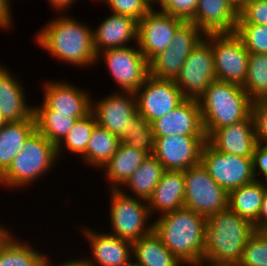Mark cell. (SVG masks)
<instances>
[{"label":"cell","mask_w":267,"mask_h":266,"mask_svg":"<svg viewBox=\"0 0 267 266\" xmlns=\"http://www.w3.org/2000/svg\"><path fill=\"white\" fill-rule=\"evenodd\" d=\"M65 14L62 12V15L54 16V19L46 22L35 33V42L56 60L79 68L94 67L97 57L93 45L94 28L72 18L75 16H69V13L68 16Z\"/></svg>","instance_id":"1"},{"label":"cell","mask_w":267,"mask_h":266,"mask_svg":"<svg viewBox=\"0 0 267 266\" xmlns=\"http://www.w3.org/2000/svg\"><path fill=\"white\" fill-rule=\"evenodd\" d=\"M154 219V233L186 266H203L207 218L181 208Z\"/></svg>","instance_id":"2"},{"label":"cell","mask_w":267,"mask_h":266,"mask_svg":"<svg viewBox=\"0 0 267 266\" xmlns=\"http://www.w3.org/2000/svg\"><path fill=\"white\" fill-rule=\"evenodd\" d=\"M254 231L249 220L229 208L209 216L203 266H237Z\"/></svg>","instance_id":"3"},{"label":"cell","mask_w":267,"mask_h":266,"mask_svg":"<svg viewBox=\"0 0 267 266\" xmlns=\"http://www.w3.org/2000/svg\"><path fill=\"white\" fill-rule=\"evenodd\" d=\"M206 138L251 114L252 100L240 84L214 80L198 99Z\"/></svg>","instance_id":"4"},{"label":"cell","mask_w":267,"mask_h":266,"mask_svg":"<svg viewBox=\"0 0 267 266\" xmlns=\"http://www.w3.org/2000/svg\"><path fill=\"white\" fill-rule=\"evenodd\" d=\"M58 161L56 146L35 129L12 164L0 176V186L12 191L32 186L46 176Z\"/></svg>","instance_id":"5"},{"label":"cell","mask_w":267,"mask_h":266,"mask_svg":"<svg viewBox=\"0 0 267 266\" xmlns=\"http://www.w3.org/2000/svg\"><path fill=\"white\" fill-rule=\"evenodd\" d=\"M108 191L111 230L107 233L132 242L153 232L154 223H150L153 218L147 201L125 195L120 190Z\"/></svg>","instance_id":"6"},{"label":"cell","mask_w":267,"mask_h":266,"mask_svg":"<svg viewBox=\"0 0 267 266\" xmlns=\"http://www.w3.org/2000/svg\"><path fill=\"white\" fill-rule=\"evenodd\" d=\"M184 208L206 218L228 209L229 193L218 185L200 163L184 171Z\"/></svg>","instance_id":"7"},{"label":"cell","mask_w":267,"mask_h":266,"mask_svg":"<svg viewBox=\"0 0 267 266\" xmlns=\"http://www.w3.org/2000/svg\"><path fill=\"white\" fill-rule=\"evenodd\" d=\"M135 45L106 49L96 57V64L103 59L109 76L121 92H135L149 75V64L138 44Z\"/></svg>","instance_id":"8"},{"label":"cell","mask_w":267,"mask_h":266,"mask_svg":"<svg viewBox=\"0 0 267 266\" xmlns=\"http://www.w3.org/2000/svg\"><path fill=\"white\" fill-rule=\"evenodd\" d=\"M204 38L210 43L214 55L216 79L242 85L248 69L249 52L235 33H209Z\"/></svg>","instance_id":"9"},{"label":"cell","mask_w":267,"mask_h":266,"mask_svg":"<svg viewBox=\"0 0 267 266\" xmlns=\"http://www.w3.org/2000/svg\"><path fill=\"white\" fill-rule=\"evenodd\" d=\"M200 163L211 178L228 193L256 180L253 173V158L221 153L207 142L201 149Z\"/></svg>","instance_id":"10"},{"label":"cell","mask_w":267,"mask_h":266,"mask_svg":"<svg viewBox=\"0 0 267 266\" xmlns=\"http://www.w3.org/2000/svg\"><path fill=\"white\" fill-rule=\"evenodd\" d=\"M205 34L192 22H184L175 32L171 45L149 64V75L174 80L190 52L204 39Z\"/></svg>","instance_id":"11"},{"label":"cell","mask_w":267,"mask_h":266,"mask_svg":"<svg viewBox=\"0 0 267 266\" xmlns=\"http://www.w3.org/2000/svg\"><path fill=\"white\" fill-rule=\"evenodd\" d=\"M214 80L216 74L213 50L204 38L190 52L174 82L185 99L198 100Z\"/></svg>","instance_id":"12"},{"label":"cell","mask_w":267,"mask_h":266,"mask_svg":"<svg viewBox=\"0 0 267 266\" xmlns=\"http://www.w3.org/2000/svg\"><path fill=\"white\" fill-rule=\"evenodd\" d=\"M138 114L148 122L176 109L184 100L181 90L172 79H159L148 75L135 91Z\"/></svg>","instance_id":"13"},{"label":"cell","mask_w":267,"mask_h":266,"mask_svg":"<svg viewBox=\"0 0 267 266\" xmlns=\"http://www.w3.org/2000/svg\"><path fill=\"white\" fill-rule=\"evenodd\" d=\"M92 100V112L97 124L120 140L128 133L131 121L138 115L135 92L113 91L105 98Z\"/></svg>","instance_id":"14"},{"label":"cell","mask_w":267,"mask_h":266,"mask_svg":"<svg viewBox=\"0 0 267 266\" xmlns=\"http://www.w3.org/2000/svg\"><path fill=\"white\" fill-rule=\"evenodd\" d=\"M43 87V102L34 105L33 111H57L80 119L92 110V97L85 88L81 90L76 84L73 85L67 80H47Z\"/></svg>","instance_id":"15"},{"label":"cell","mask_w":267,"mask_h":266,"mask_svg":"<svg viewBox=\"0 0 267 266\" xmlns=\"http://www.w3.org/2000/svg\"><path fill=\"white\" fill-rule=\"evenodd\" d=\"M154 156L166 171H185L200 164L206 136L154 137Z\"/></svg>","instance_id":"16"},{"label":"cell","mask_w":267,"mask_h":266,"mask_svg":"<svg viewBox=\"0 0 267 266\" xmlns=\"http://www.w3.org/2000/svg\"><path fill=\"white\" fill-rule=\"evenodd\" d=\"M155 8L138 22L137 44L148 63L171 45L176 30L185 22Z\"/></svg>","instance_id":"17"},{"label":"cell","mask_w":267,"mask_h":266,"mask_svg":"<svg viewBox=\"0 0 267 266\" xmlns=\"http://www.w3.org/2000/svg\"><path fill=\"white\" fill-rule=\"evenodd\" d=\"M85 227V228H84ZM81 235L90 246L89 256L80 257L87 266H127L132 261V242L82 226Z\"/></svg>","instance_id":"18"},{"label":"cell","mask_w":267,"mask_h":266,"mask_svg":"<svg viewBox=\"0 0 267 266\" xmlns=\"http://www.w3.org/2000/svg\"><path fill=\"white\" fill-rule=\"evenodd\" d=\"M154 137L168 135L206 136L198 100L185 99L176 109L151 123Z\"/></svg>","instance_id":"19"},{"label":"cell","mask_w":267,"mask_h":266,"mask_svg":"<svg viewBox=\"0 0 267 266\" xmlns=\"http://www.w3.org/2000/svg\"><path fill=\"white\" fill-rule=\"evenodd\" d=\"M206 142L221 153L253 157L258 144L252 114L246 119L213 131Z\"/></svg>","instance_id":"20"},{"label":"cell","mask_w":267,"mask_h":266,"mask_svg":"<svg viewBox=\"0 0 267 266\" xmlns=\"http://www.w3.org/2000/svg\"><path fill=\"white\" fill-rule=\"evenodd\" d=\"M131 42H138V21L130 16L111 12L93 30V45L97 54L106 49L132 46Z\"/></svg>","instance_id":"21"},{"label":"cell","mask_w":267,"mask_h":266,"mask_svg":"<svg viewBox=\"0 0 267 266\" xmlns=\"http://www.w3.org/2000/svg\"><path fill=\"white\" fill-rule=\"evenodd\" d=\"M238 11L227 0H199L190 21L204 34L236 31Z\"/></svg>","instance_id":"22"},{"label":"cell","mask_w":267,"mask_h":266,"mask_svg":"<svg viewBox=\"0 0 267 266\" xmlns=\"http://www.w3.org/2000/svg\"><path fill=\"white\" fill-rule=\"evenodd\" d=\"M0 63V110L6 122H19L33 114L22 81Z\"/></svg>","instance_id":"23"},{"label":"cell","mask_w":267,"mask_h":266,"mask_svg":"<svg viewBox=\"0 0 267 266\" xmlns=\"http://www.w3.org/2000/svg\"><path fill=\"white\" fill-rule=\"evenodd\" d=\"M184 199V171H165L147 204L151 216L163 215L184 208Z\"/></svg>","instance_id":"24"},{"label":"cell","mask_w":267,"mask_h":266,"mask_svg":"<svg viewBox=\"0 0 267 266\" xmlns=\"http://www.w3.org/2000/svg\"><path fill=\"white\" fill-rule=\"evenodd\" d=\"M148 156L143 150L120 143L116 153L102 168L109 190H119Z\"/></svg>","instance_id":"25"},{"label":"cell","mask_w":267,"mask_h":266,"mask_svg":"<svg viewBox=\"0 0 267 266\" xmlns=\"http://www.w3.org/2000/svg\"><path fill=\"white\" fill-rule=\"evenodd\" d=\"M8 228L0 235V266H45L49 255L29 241L16 238ZM44 253V254H43Z\"/></svg>","instance_id":"26"},{"label":"cell","mask_w":267,"mask_h":266,"mask_svg":"<svg viewBox=\"0 0 267 266\" xmlns=\"http://www.w3.org/2000/svg\"><path fill=\"white\" fill-rule=\"evenodd\" d=\"M35 129L33 114L19 122H6L0 128V176L12 164L22 150L24 142Z\"/></svg>","instance_id":"27"},{"label":"cell","mask_w":267,"mask_h":266,"mask_svg":"<svg viewBox=\"0 0 267 266\" xmlns=\"http://www.w3.org/2000/svg\"><path fill=\"white\" fill-rule=\"evenodd\" d=\"M165 171L159 160L149 155L119 190L125 195L147 201ZM126 189L131 192L128 194Z\"/></svg>","instance_id":"28"},{"label":"cell","mask_w":267,"mask_h":266,"mask_svg":"<svg viewBox=\"0 0 267 266\" xmlns=\"http://www.w3.org/2000/svg\"><path fill=\"white\" fill-rule=\"evenodd\" d=\"M132 259L142 266H184L154 231L132 241Z\"/></svg>","instance_id":"29"},{"label":"cell","mask_w":267,"mask_h":266,"mask_svg":"<svg viewBox=\"0 0 267 266\" xmlns=\"http://www.w3.org/2000/svg\"><path fill=\"white\" fill-rule=\"evenodd\" d=\"M266 190L260 180L229 192L228 208L254 224L258 220Z\"/></svg>","instance_id":"30"},{"label":"cell","mask_w":267,"mask_h":266,"mask_svg":"<svg viewBox=\"0 0 267 266\" xmlns=\"http://www.w3.org/2000/svg\"><path fill=\"white\" fill-rule=\"evenodd\" d=\"M120 143L118 136L96 124L81 159L87 167L92 166L100 170L116 153Z\"/></svg>","instance_id":"31"},{"label":"cell","mask_w":267,"mask_h":266,"mask_svg":"<svg viewBox=\"0 0 267 266\" xmlns=\"http://www.w3.org/2000/svg\"><path fill=\"white\" fill-rule=\"evenodd\" d=\"M97 124L96 117L91 111L85 117L77 119L71 130L66 134L64 139L56 146L58 159L65 151L81 157L86 152L94 126Z\"/></svg>","instance_id":"32"},{"label":"cell","mask_w":267,"mask_h":266,"mask_svg":"<svg viewBox=\"0 0 267 266\" xmlns=\"http://www.w3.org/2000/svg\"><path fill=\"white\" fill-rule=\"evenodd\" d=\"M36 129L57 146L71 130L76 118L57 111H33Z\"/></svg>","instance_id":"33"},{"label":"cell","mask_w":267,"mask_h":266,"mask_svg":"<svg viewBox=\"0 0 267 266\" xmlns=\"http://www.w3.org/2000/svg\"><path fill=\"white\" fill-rule=\"evenodd\" d=\"M241 86L252 101L267 98V54L249 53L247 75Z\"/></svg>","instance_id":"34"},{"label":"cell","mask_w":267,"mask_h":266,"mask_svg":"<svg viewBox=\"0 0 267 266\" xmlns=\"http://www.w3.org/2000/svg\"><path fill=\"white\" fill-rule=\"evenodd\" d=\"M121 143L153 155L155 139L151 123L138 114L131 121L128 133L121 139Z\"/></svg>","instance_id":"35"},{"label":"cell","mask_w":267,"mask_h":266,"mask_svg":"<svg viewBox=\"0 0 267 266\" xmlns=\"http://www.w3.org/2000/svg\"><path fill=\"white\" fill-rule=\"evenodd\" d=\"M235 33L242 39L249 53L267 54V26L237 24Z\"/></svg>","instance_id":"36"},{"label":"cell","mask_w":267,"mask_h":266,"mask_svg":"<svg viewBox=\"0 0 267 266\" xmlns=\"http://www.w3.org/2000/svg\"><path fill=\"white\" fill-rule=\"evenodd\" d=\"M237 266H267V239L256 230L249 237Z\"/></svg>","instance_id":"37"},{"label":"cell","mask_w":267,"mask_h":266,"mask_svg":"<svg viewBox=\"0 0 267 266\" xmlns=\"http://www.w3.org/2000/svg\"><path fill=\"white\" fill-rule=\"evenodd\" d=\"M109 12L126 15L140 21L155 5L150 0H102Z\"/></svg>","instance_id":"38"},{"label":"cell","mask_w":267,"mask_h":266,"mask_svg":"<svg viewBox=\"0 0 267 266\" xmlns=\"http://www.w3.org/2000/svg\"><path fill=\"white\" fill-rule=\"evenodd\" d=\"M199 0H156L159 11L175 16L185 22H190L197 8Z\"/></svg>","instance_id":"39"},{"label":"cell","mask_w":267,"mask_h":266,"mask_svg":"<svg viewBox=\"0 0 267 266\" xmlns=\"http://www.w3.org/2000/svg\"><path fill=\"white\" fill-rule=\"evenodd\" d=\"M237 24H259L267 26V0L245 4L238 11Z\"/></svg>","instance_id":"40"},{"label":"cell","mask_w":267,"mask_h":266,"mask_svg":"<svg viewBox=\"0 0 267 266\" xmlns=\"http://www.w3.org/2000/svg\"><path fill=\"white\" fill-rule=\"evenodd\" d=\"M251 114L258 143L267 144V98L252 101Z\"/></svg>","instance_id":"41"},{"label":"cell","mask_w":267,"mask_h":266,"mask_svg":"<svg viewBox=\"0 0 267 266\" xmlns=\"http://www.w3.org/2000/svg\"><path fill=\"white\" fill-rule=\"evenodd\" d=\"M253 173L256 180L267 175V144L258 143L253 153Z\"/></svg>","instance_id":"42"},{"label":"cell","mask_w":267,"mask_h":266,"mask_svg":"<svg viewBox=\"0 0 267 266\" xmlns=\"http://www.w3.org/2000/svg\"><path fill=\"white\" fill-rule=\"evenodd\" d=\"M11 0H0V28L4 31L9 30L10 28L13 29V21L12 19V10L10 2Z\"/></svg>","instance_id":"43"},{"label":"cell","mask_w":267,"mask_h":266,"mask_svg":"<svg viewBox=\"0 0 267 266\" xmlns=\"http://www.w3.org/2000/svg\"><path fill=\"white\" fill-rule=\"evenodd\" d=\"M52 6L53 9L57 10V12L61 13L62 11L65 12L70 10L71 6L73 7V4L77 0H47Z\"/></svg>","instance_id":"44"},{"label":"cell","mask_w":267,"mask_h":266,"mask_svg":"<svg viewBox=\"0 0 267 266\" xmlns=\"http://www.w3.org/2000/svg\"><path fill=\"white\" fill-rule=\"evenodd\" d=\"M267 222V191L265 192L258 220L253 224L257 230L263 223Z\"/></svg>","instance_id":"45"},{"label":"cell","mask_w":267,"mask_h":266,"mask_svg":"<svg viewBox=\"0 0 267 266\" xmlns=\"http://www.w3.org/2000/svg\"><path fill=\"white\" fill-rule=\"evenodd\" d=\"M58 265L56 266H87V264L81 259V258H75V259H69L64 262H59L57 263ZM45 266H55L53 262L51 261L50 256L47 259L46 265Z\"/></svg>","instance_id":"46"},{"label":"cell","mask_w":267,"mask_h":266,"mask_svg":"<svg viewBox=\"0 0 267 266\" xmlns=\"http://www.w3.org/2000/svg\"><path fill=\"white\" fill-rule=\"evenodd\" d=\"M237 11H239L244 5L245 0H227Z\"/></svg>","instance_id":"47"},{"label":"cell","mask_w":267,"mask_h":266,"mask_svg":"<svg viewBox=\"0 0 267 266\" xmlns=\"http://www.w3.org/2000/svg\"><path fill=\"white\" fill-rule=\"evenodd\" d=\"M256 231L267 239V222L263 223Z\"/></svg>","instance_id":"48"},{"label":"cell","mask_w":267,"mask_h":266,"mask_svg":"<svg viewBox=\"0 0 267 266\" xmlns=\"http://www.w3.org/2000/svg\"><path fill=\"white\" fill-rule=\"evenodd\" d=\"M260 181L263 183L264 189L267 191V175L263 177V180L261 177Z\"/></svg>","instance_id":"49"},{"label":"cell","mask_w":267,"mask_h":266,"mask_svg":"<svg viewBox=\"0 0 267 266\" xmlns=\"http://www.w3.org/2000/svg\"><path fill=\"white\" fill-rule=\"evenodd\" d=\"M6 123L5 119L2 116L1 110H0V128Z\"/></svg>","instance_id":"50"},{"label":"cell","mask_w":267,"mask_h":266,"mask_svg":"<svg viewBox=\"0 0 267 266\" xmlns=\"http://www.w3.org/2000/svg\"><path fill=\"white\" fill-rule=\"evenodd\" d=\"M127 266H142L140 264H137L135 261H131Z\"/></svg>","instance_id":"51"},{"label":"cell","mask_w":267,"mask_h":266,"mask_svg":"<svg viewBox=\"0 0 267 266\" xmlns=\"http://www.w3.org/2000/svg\"><path fill=\"white\" fill-rule=\"evenodd\" d=\"M7 228H5V226H3L2 224H0V235L6 230Z\"/></svg>","instance_id":"52"},{"label":"cell","mask_w":267,"mask_h":266,"mask_svg":"<svg viewBox=\"0 0 267 266\" xmlns=\"http://www.w3.org/2000/svg\"><path fill=\"white\" fill-rule=\"evenodd\" d=\"M253 1H259V0H245V4H248V3L253 2Z\"/></svg>","instance_id":"53"}]
</instances>
